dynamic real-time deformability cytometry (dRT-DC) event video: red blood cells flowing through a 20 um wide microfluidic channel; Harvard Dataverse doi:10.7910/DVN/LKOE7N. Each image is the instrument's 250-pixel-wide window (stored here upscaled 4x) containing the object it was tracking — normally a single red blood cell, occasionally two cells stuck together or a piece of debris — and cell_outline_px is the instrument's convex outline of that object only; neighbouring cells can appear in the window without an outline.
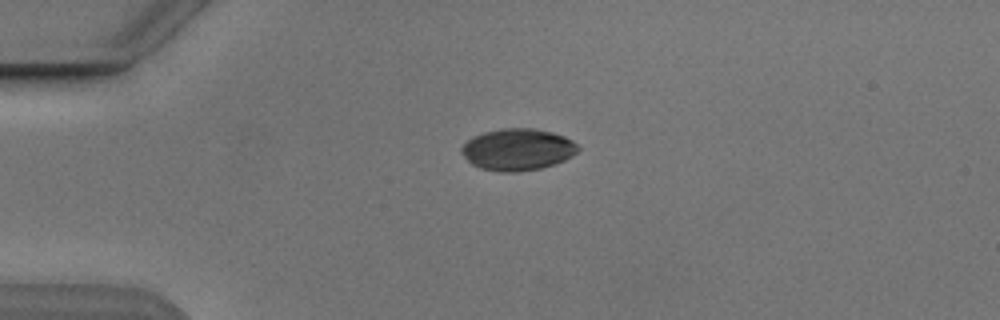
{"species": "Egyptian fruit bat (a non-hibernating species)", "species_latin": "Rousettus aegyptiacus", "temperature_condition": "cold", "stored_images_in_passage": 1, "camera_frame_rate_fps": 3000, "um_per_image_px": 0.085, "animal": {"sex": "male"}, "frame": {"image": 1, "passage_image": 1, "time_ms": 0.0, "image_size_px": [1000, 320], "cell_outline_px": [[580, 148], [572, 156], [564, 160], [540, 168], [516, 172], [500, 172], [480, 168], [472, 164], [460, 152], [460, 148], [472, 136], [484, 132], [504, 128], [532, 128], [552, 132], [564, 136], [572, 140]], "centroid_in_image_um": [43.98, 12.7], "position_along_channel_um": 41.0, "area_um2": 28.26}}